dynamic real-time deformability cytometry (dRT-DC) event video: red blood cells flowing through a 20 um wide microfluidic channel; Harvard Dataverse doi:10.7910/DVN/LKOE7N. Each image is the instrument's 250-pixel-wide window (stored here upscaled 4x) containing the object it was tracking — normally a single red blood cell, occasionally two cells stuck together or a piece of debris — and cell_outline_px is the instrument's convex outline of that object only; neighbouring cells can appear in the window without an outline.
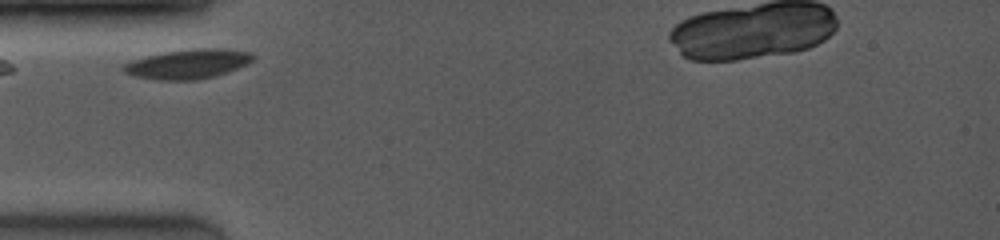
{"species": "common noctule bat (a hibernating species)", "species_latin": "Nyctalus noctula", "temperature_condition": "room temperature", "stored_images_in_passage": 6, "camera_frame_rate_fps": 4000, "um_per_image_px": 0.085, "animal": {"sex": "female", "body_mass_g": 19.0, "forearm_length_mm": 53.3}, "frame": {"image": 1, "passage_image": 1, "time_ms": 0.0, "image_size_px": [1000, 240], "cell_outline_px": [[252, 60], [236, 68], [212, 76], [192, 80], [164, 80], [136, 76], [124, 72], [120, 68], [124, 64], [132, 60], [164, 52], [192, 48], [220, 48], [248, 52], [252, 56]], "centroid_in_image_um": [15.9, 5.42], "position_along_channel_um": 69.1, "area_um2": 21.62}}
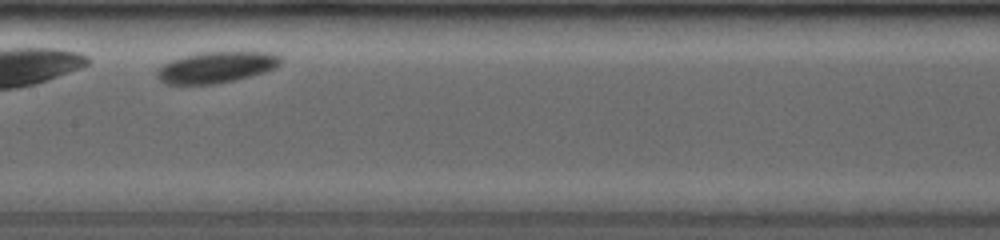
{"frame": {"image": 2, "passage_image": 4, "time_ms": 3.25, "image_size_px": [1000, 240], "cell_outline_px": [[280, 64], [272, 68], [248, 76], [232, 80], [212, 84], [168, 84], [160, 80], [160, 68], [164, 64], [172, 60], [196, 52], [272, 52], [280, 56]], "centroid_in_image_um": [18.39, 5.7], "position_along_channel_um": 189.0, "area_um2": 21.73}}